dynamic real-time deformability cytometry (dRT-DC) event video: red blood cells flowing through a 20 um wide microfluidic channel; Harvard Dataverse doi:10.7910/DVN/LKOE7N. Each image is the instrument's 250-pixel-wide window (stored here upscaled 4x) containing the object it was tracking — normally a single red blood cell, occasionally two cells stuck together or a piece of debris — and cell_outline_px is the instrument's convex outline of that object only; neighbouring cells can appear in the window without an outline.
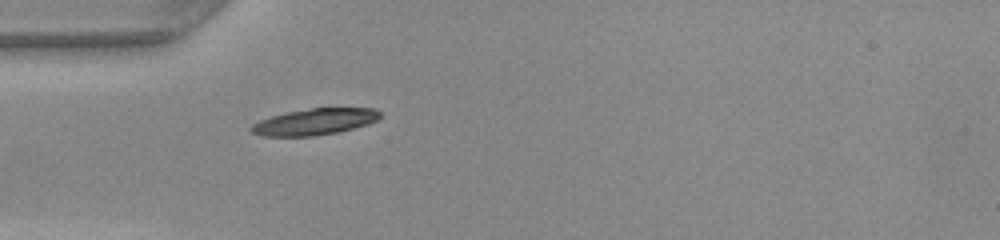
{"species": "common noctule bat (a hibernating species)", "species_latin": "Nyctalus noctula", "temperature_condition": "warm", "stored_images_in_passage": 35, "camera_frame_rate_fps": 3000, "um_per_image_px": 0.085, "animal": {"sex": "female", "body_mass_g": 22.0, "forearm_length_mm": 56.7}, "frame": {"image": 1, "passage_image": 1, "time_ms": 0.0, "image_size_px": [1000, 240], "cell_outline_px": [[380, 116], [376, 120], [368, 124], [340, 132], [312, 136], [264, 136], [252, 132], [248, 128], [252, 124], [260, 120], [272, 116], [288, 112], [312, 108], [376, 108], [380, 112]], "centroid_in_image_um": [26.75, 10.35], "position_along_channel_um": 58.2, "area_um2": 19.71}}
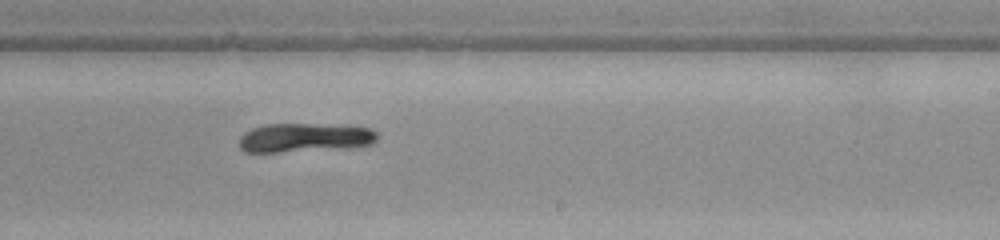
{"frame": {"image": 2, "passage_image": 16, "time_ms": 5.0, "image_size_px": [1000, 240], "cell_outline_px": [[376, 140], [372, 144], [276, 152], [244, 152], [240, 148], [240, 136], [244, 132], [252, 128], [264, 124], [312, 124], [372, 128], [376, 132]], "centroid_in_image_um": [25.79, 11.68], "position_along_channel_um": 263.2, "area_um2": 22.54}}
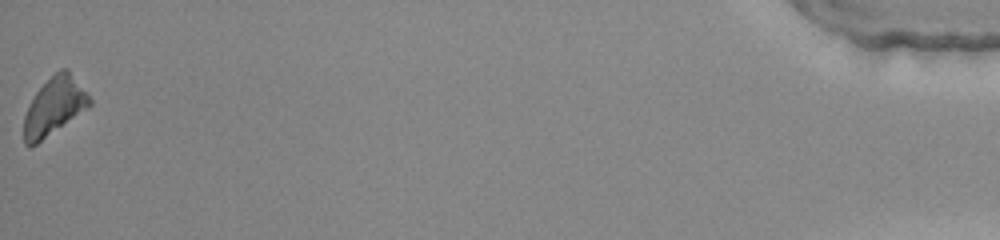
{"frame": {"image": 3, "passage_image": 35, "time_ms": 11.333, "image_size_px": [1000, 240], "cell_outline_px": [[92, 104], [88, 108], [36, 144], [28, 148], [24, 144], [24, 116], [28, 104], [36, 92], [60, 68], [68, 68], [92, 100]], "centroid_in_image_um": [4.6, 9.04], "position_along_channel_um": 430.6, "area_um2": 21.85}, "authors_computed_cell_mechanics": {"area_um2": 22.542, "velocity_mm_per_s": 4.2034, "shape_relaxation_time_tau1_ms": 3.0877, "shape_relaxation_time_tau2_ms": null, "deformation_change_tau1": 0.0845, "deformation_change_tau2": null}}